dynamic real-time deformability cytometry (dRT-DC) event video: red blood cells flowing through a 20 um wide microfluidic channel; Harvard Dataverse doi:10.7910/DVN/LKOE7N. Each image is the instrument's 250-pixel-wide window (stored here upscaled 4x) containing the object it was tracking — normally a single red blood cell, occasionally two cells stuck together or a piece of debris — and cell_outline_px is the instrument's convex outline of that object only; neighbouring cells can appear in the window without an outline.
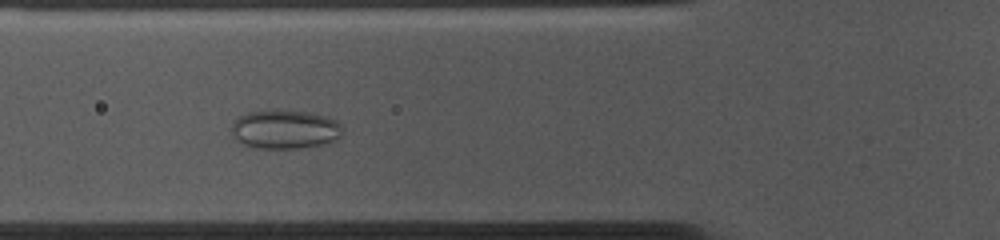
{"species": "common noctule bat (a hibernating species)", "species_latin": "Nyctalus noctula", "temperature_condition": "cold", "stored_images_in_passage": 49, "camera_frame_rate_fps": 3000, "um_per_image_px": 0.085, "animal": {"sex": "female", "body_mass_g": 10.0, "forearm_length_mm": 53.1}, "frame": {"image": 1, "passage_image": 14, "time_ms": 4.333, "image_size_px": [1000, 240], "cell_outline_px": [[344, 132], [336, 140], [328, 144], [300, 148], [260, 148], [244, 144], [236, 140], [232, 136], [232, 124], [236, 116], [248, 112], [268, 108], [272, 108], [308, 112], [324, 116], [336, 120], [340, 124]], "centroid_in_image_um": [24.21, 10.97], "position_along_channel_um": 101.6, "area_um2": 25.84}}
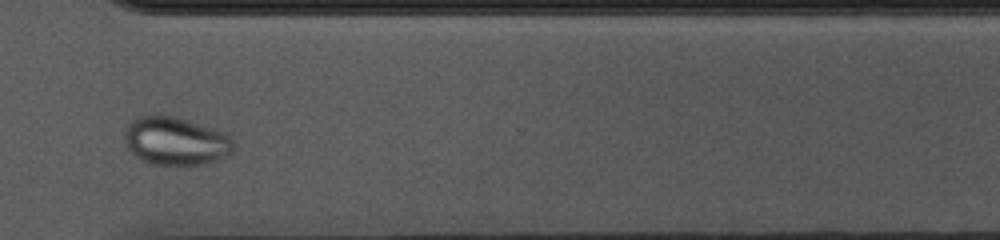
{"frame": {"image": 2, "passage_image": 35, "time_ms": 11.333, "image_size_px": [1000, 240], "cell_outline_px": [[232, 152], [228, 156], [216, 160], [200, 164], [156, 164], [144, 160], [136, 156], [128, 148], [124, 140], [124, 132], [132, 120], [136, 116], [156, 112], [176, 116], [224, 132], [232, 140]], "centroid_in_image_um": [14.89, 11.93], "position_along_channel_um": 355.7, "area_um2": 30.63}}
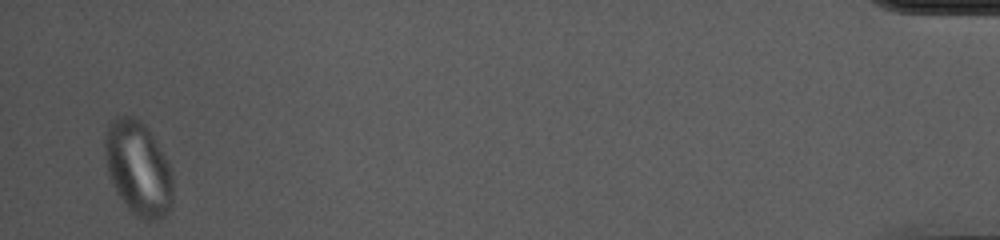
{"frame": {"image": 3, "passage_image": 48, "time_ms": 15.667, "image_size_px": [1000, 240], "cell_outline_px": [[172, 204], [168, 212], [160, 220], [140, 220], [124, 204], [116, 192], [112, 184], [108, 172], [104, 152], [104, 140], [108, 124], [116, 116], [132, 116], [140, 120], [148, 128], [164, 156], [168, 164], [172, 176]], "centroid_in_image_um": [11.73, 14.32], "position_along_channel_um": 423.5, "area_um2": 37.4}}